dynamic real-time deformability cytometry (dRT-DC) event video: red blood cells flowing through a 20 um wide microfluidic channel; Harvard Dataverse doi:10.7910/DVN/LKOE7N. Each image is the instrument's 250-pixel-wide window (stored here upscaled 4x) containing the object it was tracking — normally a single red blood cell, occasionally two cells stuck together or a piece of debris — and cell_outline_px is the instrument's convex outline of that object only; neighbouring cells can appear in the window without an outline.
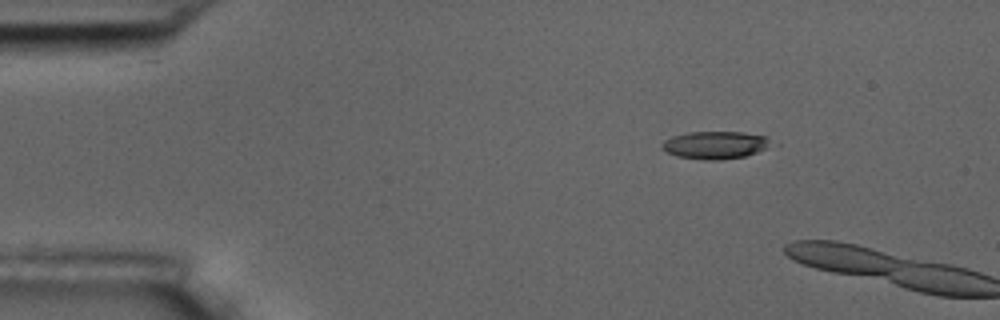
{"species": "common noctule bat (a hibernating species)", "species_latin": "Nyctalus noctula", "temperature_condition": "room temperature", "stored_images_in_passage": 4, "camera_frame_rate_fps": 3000, "um_per_image_px": 0.085, "animal": {"sex": "male", "body_mass_g": 17.5, "forearm_length_mm": 52.3}, "frame": {"image": 1, "passage_image": 2, "time_ms": 1.333, "image_size_px": [1000, 320], "cell_outline_px": [[772, 144], [756, 152], [744, 156], [720, 160], [704, 160], [676, 156], [660, 148], [660, 144], [664, 140], [672, 136], [688, 132], [744, 132], [768, 136], [772, 140]], "centroid_in_image_um": [60.77, 12.32], "position_along_channel_um": 24.2, "area_um2": 17.69}}